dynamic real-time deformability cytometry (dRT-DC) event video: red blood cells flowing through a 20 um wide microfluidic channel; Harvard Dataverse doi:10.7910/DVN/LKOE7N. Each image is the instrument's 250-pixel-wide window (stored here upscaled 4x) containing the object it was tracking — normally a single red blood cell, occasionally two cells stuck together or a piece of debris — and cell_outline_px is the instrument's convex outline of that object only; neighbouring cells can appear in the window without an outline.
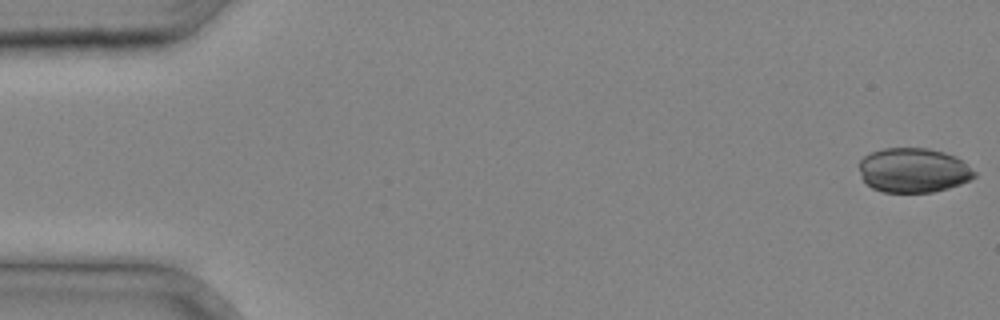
{"species": "common noctule bat (a hibernating species)", "species_latin": "Nyctalus noctula", "temperature_condition": "cold", "stored_images_in_passage": 35, "camera_frame_rate_fps": 3000, "um_per_image_px": 0.085, "animal": {"sex": "male", "body_mass_g": 20.4}, "frame": {"image": 1, "passage_image": 1, "time_ms": 0.0, "image_size_px": [1000, 320], "cell_outline_px": [[976, 176], [960, 184], [948, 188], [932, 192], [884, 192], [872, 188], [860, 176], [860, 160], [864, 156], [872, 152], [884, 148], [928, 148], [944, 152], [956, 156], [976, 172]], "centroid_in_image_um": [77.64, 14.47], "position_along_channel_um": 7.4, "area_um2": 29.82}}
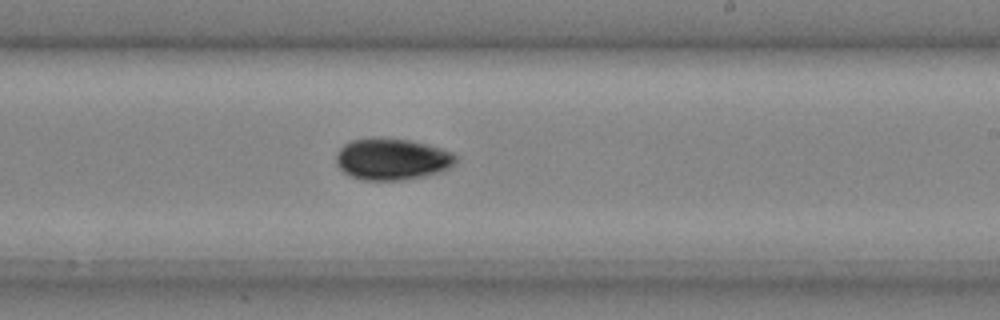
{"frame": {"image": 2, "passage_image": 23, "time_ms": 7.333, "image_size_px": [1000, 320], "cell_outline_px": [[460, 156], [456, 164], [452, 168], [440, 172], [424, 176], [404, 180], [360, 180], [344, 172], [336, 164], [336, 156], [340, 148], [344, 144], [352, 140], [408, 140], [440, 148], [452, 152]], "centroid_in_image_um": [33.39, 13.57], "position_along_channel_um": 255.6, "area_um2": 28.61}}
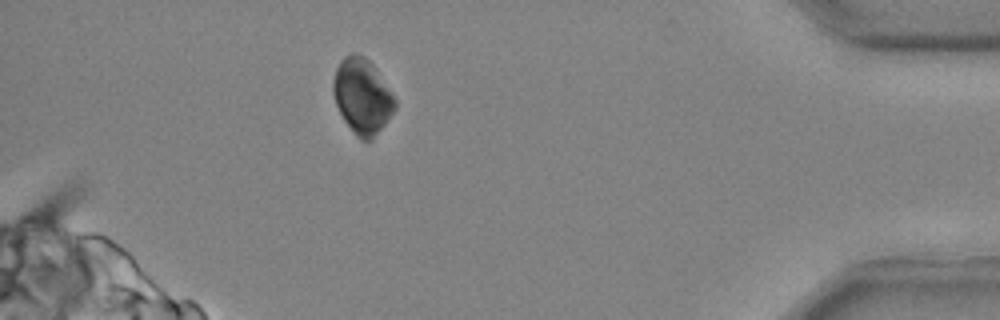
{"frame": {"image": 3, "passage_image": 34, "time_ms": 11.0, "image_size_px": [1000, 320], "cell_outline_px": [[396, 108], [372, 140], [360, 140], [356, 136], [344, 120], [336, 104], [332, 92], [332, 80], [336, 68], [340, 60], [344, 56], [352, 52], [356, 52], [364, 56], [372, 64], [396, 100]], "centroid_in_image_um": [30.76, 8.16], "position_along_channel_um": 404.4, "area_um2": 26.93}}